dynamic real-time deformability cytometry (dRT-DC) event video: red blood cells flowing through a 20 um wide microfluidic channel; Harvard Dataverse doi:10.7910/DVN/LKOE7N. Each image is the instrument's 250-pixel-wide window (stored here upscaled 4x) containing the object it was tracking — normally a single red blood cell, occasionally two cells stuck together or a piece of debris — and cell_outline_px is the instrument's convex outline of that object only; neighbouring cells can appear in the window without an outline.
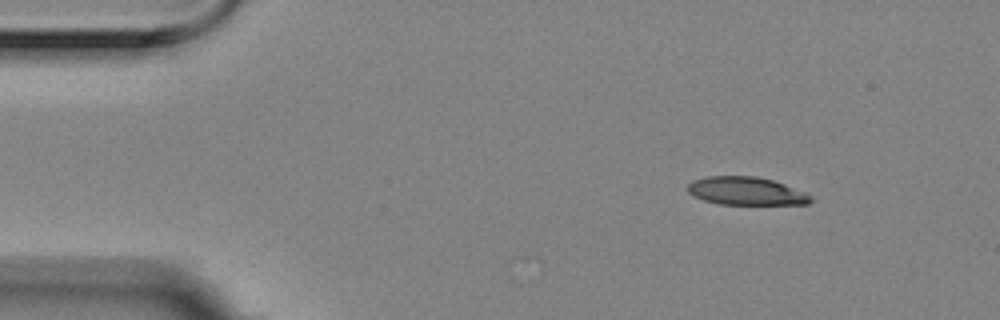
{"species": "Egyptian fruit bat (a non-hibernating species)", "species_latin": "Rousettus aegyptiacus", "temperature_condition": "room temperature", "stored_images_in_passage": 8, "camera_frame_rate_fps": 3000, "um_per_image_px": 0.085, "animal": {"sex": "female"}, "frame": {"image": 1, "passage_image": 1, "time_ms": 0.0, "image_size_px": [1000, 320], "cell_outline_px": [[812, 200], [808, 204], [720, 204], [704, 200], [692, 196], [688, 192], [688, 184], [692, 180], [708, 176], [756, 176], [772, 180], [784, 184], [804, 192], [812, 196]], "centroid_in_image_um": [63.39, 16.24], "position_along_channel_um": 21.6, "area_um2": 20.06}}
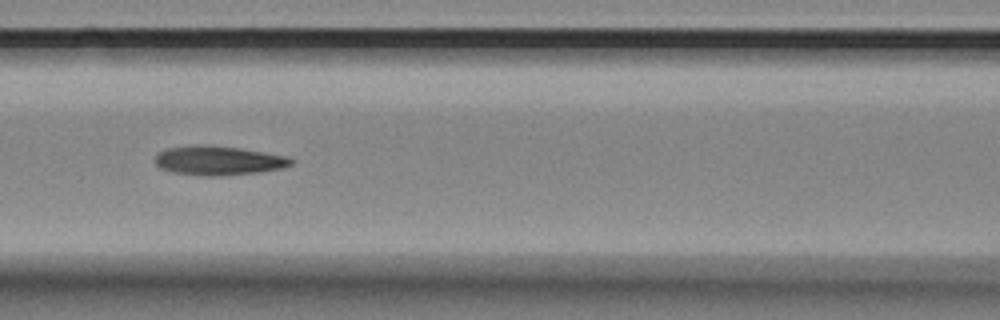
{"frame": {"image": 2, "passage_image": 6, "time_ms": 1.667, "image_size_px": [1000, 320], "cell_outline_px": [[292, 164], [280, 168], [256, 172], [212, 176], [204, 176], [172, 172], [160, 168], [152, 160], [156, 152], [164, 148], [192, 144], [212, 144], [240, 148], [288, 156], [292, 160]], "centroid_in_image_um": [18.45, 13.61], "position_along_channel_um": 148.2, "area_um2": 23.47}}
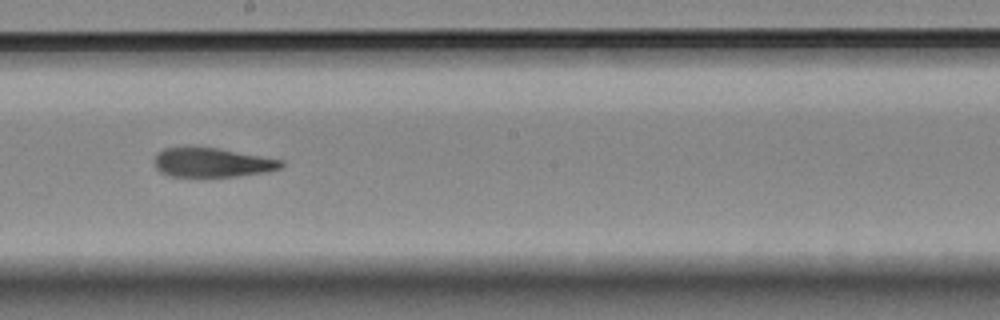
{"frame": {"image": 3, "passage_image": 8, "time_ms": 2.333, "image_size_px": [1000, 320], "cell_outline_px": [[284, 164], [280, 168], [264, 172], [236, 176], [168, 176], [160, 172], [156, 168], [156, 156], [164, 148], [188, 144], [192, 144], [216, 148], [284, 160]], "centroid_in_image_um": [17.99, 13.77], "position_along_channel_um": 230.2, "area_um2": 21.85}}